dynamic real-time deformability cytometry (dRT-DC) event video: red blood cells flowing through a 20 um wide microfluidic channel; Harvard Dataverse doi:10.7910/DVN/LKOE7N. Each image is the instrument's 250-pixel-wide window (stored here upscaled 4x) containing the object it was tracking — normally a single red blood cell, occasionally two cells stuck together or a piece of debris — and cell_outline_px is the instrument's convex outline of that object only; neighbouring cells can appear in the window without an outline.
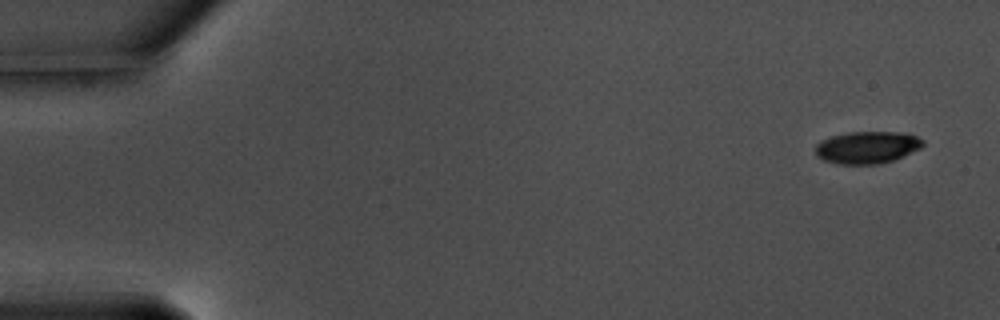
{"species": "common noctule bat (a hibernating species)", "species_latin": "Nyctalus noctula", "temperature_condition": "warm", "stored_images_in_passage": 17, "camera_frame_rate_fps": 3000, "um_per_image_px": 0.085, "animal": {"sex": "male", "body_mass_g": 17.5, "forearm_length_mm": 52.3}, "frame": {"image": 1, "passage_image": 1, "time_ms": 0.0, "image_size_px": [1000, 320], "cell_outline_px": [[924, 144], [920, 148], [892, 160], [876, 164], [836, 164], [824, 160], [816, 156], [816, 144], [832, 136], [848, 132], [900, 132], [916, 136], [924, 140]], "centroid_in_image_um": [73.69, 12.52], "position_along_channel_um": 11.3, "area_um2": 19.94}}
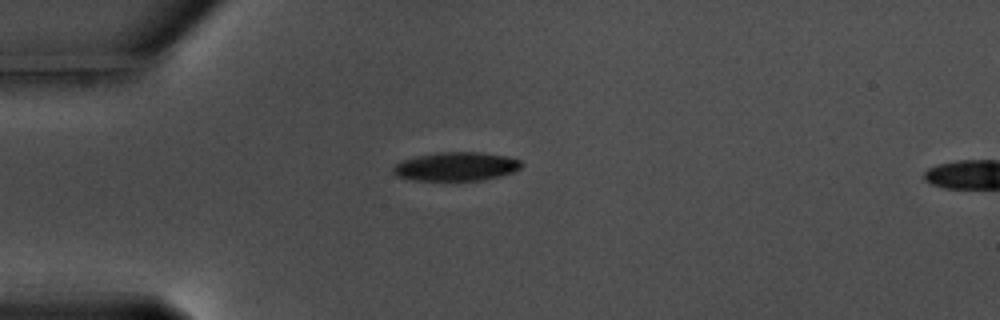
{"frame": {"image": 2, "passage_image": 14, "time_ms": 4.333, "image_size_px": [1000, 320], "cell_outline_px": [[524, 164], [520, 168], [512, 172], [500, 176], [480, 180], [412, 180], [396, 176], [392, 172], [392, 168], [396, 164], [404, 160], [420, 156], [440, 152], [480, 152], [508, 156], [520, 160]], "centroid_in_image_um": [38.79, 14.15], "position_along_channel_um": 46.2, "area_um2": 21.33}}